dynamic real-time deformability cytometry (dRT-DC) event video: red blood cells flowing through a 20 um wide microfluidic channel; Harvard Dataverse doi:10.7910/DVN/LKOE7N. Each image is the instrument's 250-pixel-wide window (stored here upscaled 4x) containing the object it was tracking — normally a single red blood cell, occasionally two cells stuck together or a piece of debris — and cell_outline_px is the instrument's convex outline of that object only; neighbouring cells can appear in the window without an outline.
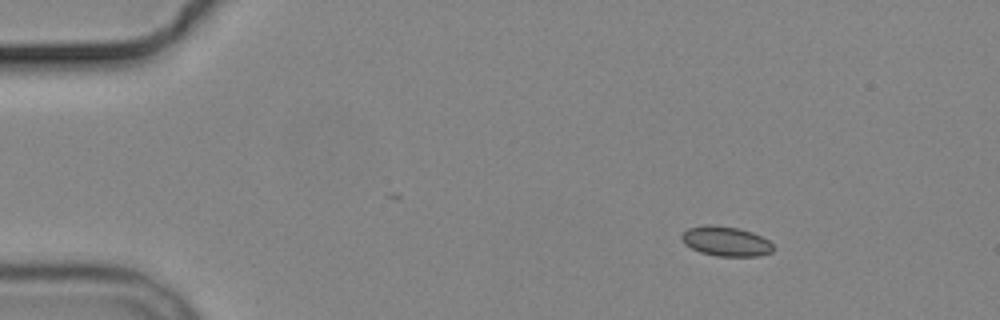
{"species": "common noctule bat (a hibernating species)", "species_latin": "Nyctalus noctula", "temperature_condition": "cold", "stored_images_in_passage": 7, "camera_frame_rate_fps": 3000, "um_per_image_px": 0.085, "animal": {"sex": "male", "body_mass_g": 19.2, "forearm_length_mm": 51.8}, "frame": {"image": 1, "passage_image": 2, "time_ms": 1.333, "image_size_px": [1000, 320], "cell_outline_px": [[776, 248], [772, 252], [760, 256], [716, 256], [700, 252], [684, 244], [680, 240], [680, 236], [688, 228], [704, 224], [716, 224], [740, 228], [752, 232], [768, 240]], "centroid_in_image_um": [61.69, 20.5], "position_along_channel_um": 23.3, "area_um2": 16.18}}
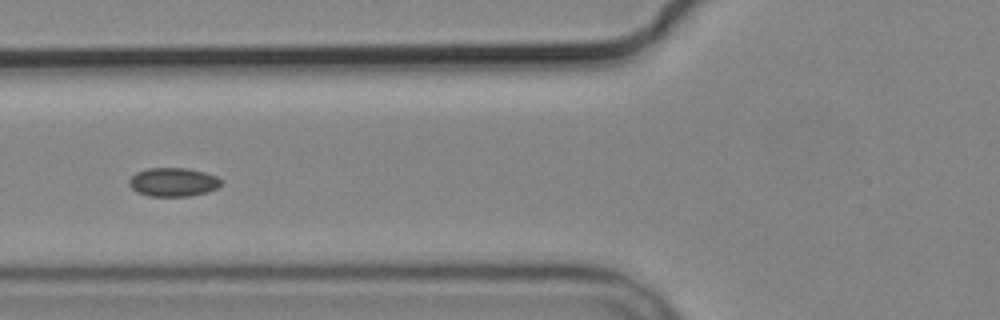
{"frame": {"image": 2, "passage_image": 6, "time_ms": 6.0, "image_size_px": [1000, 320], "cell_outline_px": [[220, 184], [216, 188], [208, 192], [188, 196], [148, 196], [136, 192], [128, 184], [128, 180], [136, 172], [148, 168], [188, 168], [204, 172], [216, 176], [220, 180]], "centroid_in_image_um": [14.68, 15.48], "position_along_channel_um": 111.1, "area_um2": 15.37}}
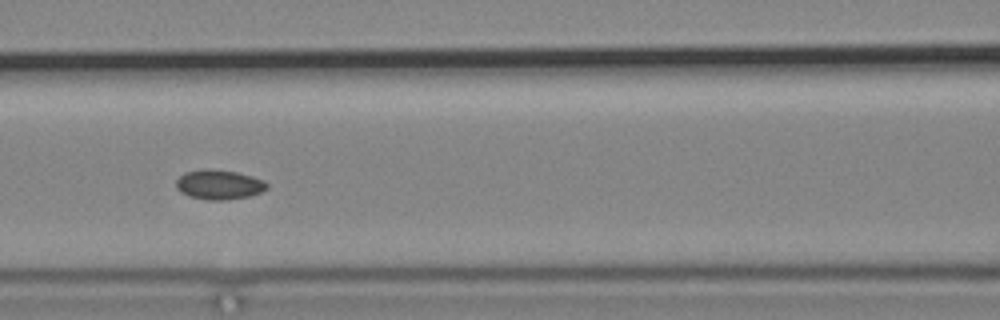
{"frame": {"image": 3, "passage_image": 7, "time_ms": 7.0, "image_size_px": [1000, 320], "cell_outline_px": [[268, 188], [260, 192], [248, 196], [228, 200], [208, 200], [188, 196], [180, 192], [176, 188], [176, 180], [184, 172], [236, 172], [252, 176], [264, 180], [268, 184]], "centroid_in_image_um": [18.64, 15.75], "position_along_channel_um": 148.0, "area_um2": 15.03}}